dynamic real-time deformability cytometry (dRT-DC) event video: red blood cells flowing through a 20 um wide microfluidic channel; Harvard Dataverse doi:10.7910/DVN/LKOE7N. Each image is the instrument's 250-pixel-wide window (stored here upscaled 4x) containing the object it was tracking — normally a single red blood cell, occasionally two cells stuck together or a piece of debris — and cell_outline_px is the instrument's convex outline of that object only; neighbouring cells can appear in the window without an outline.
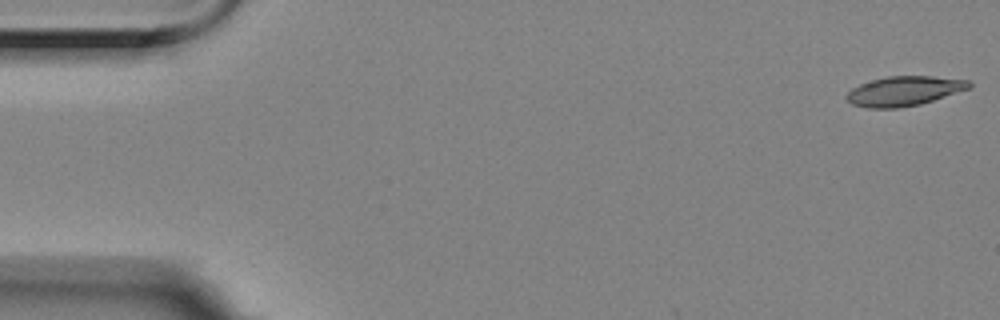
{"species": "Egyptian fruit bat (a non-hibernating species)", "species_latin": "Rousettus aegyptiacus", "temperature_condition": "room temperature", "stored_images_in_passage": 51, "camera_frame_rate_fps": 3000, "um_per_image_px": 0.085, "animal": {"sex": "female"}, "frame": {"image": 1, "passage_image": 1, "time_ms": 0.0, "image_size_px": [1000, 320], "cell_outline_px": [[972, 84], [968, 88], [920, 104], [896, 108], [868, 108], [852, 104], [844, 96], [852, 88], [860, 84], [872, 80], [888, 76], [932, 76], [968, 80]], "centroid_in_image_um": [76.8, 7.73], "position_along_channel_um": 8.2, "area_um2": 20.81}}
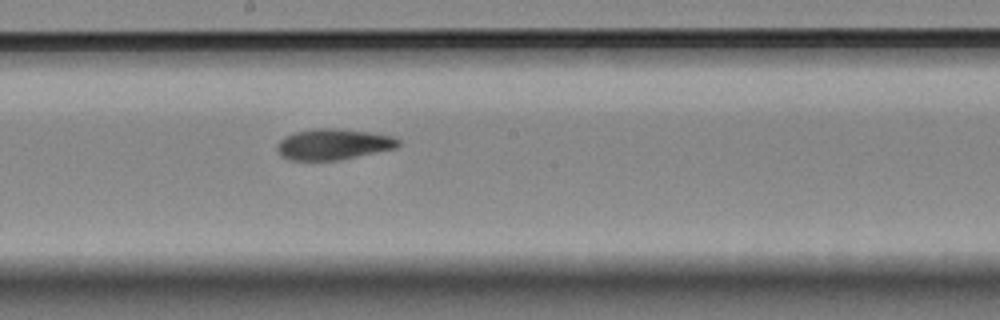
{"frame": {"image": 2, "passage_image": 30, "time_ms": 9.667, "image_size_px": [1000, 320], "cell_outline_px": [[400, 144], [396, 148], [336, 160], [288, 160], [280, 156], [276, 148], [280, 140], [284, 136], [296, 132], [312, 128], [336, 128], [372, 132], [392, 136], [400, 140]], "centroid_in_image_um": [28.31, 12.25], "position_along_channel_um": 219.9, "area_um2": 21.85}}
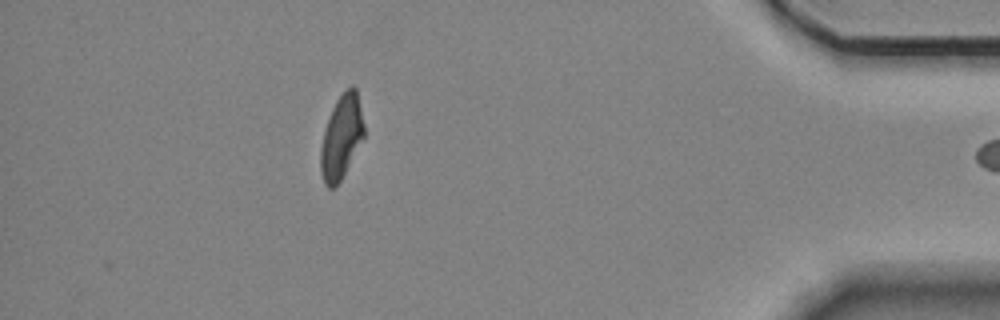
{"frame": {"image": 3, "passage_image": 50, "time_ms": 16.333, "image_size_px": [1000, 320], "cell_outline_px": [[364, 136], [340, 180], [332, 188], [328, 188], [324, 184], [320, 172], [320, 148], [324, 132], [332, 108], [336, 100], [352, 84], [356, 88], [364, 124]], "centroid_in_image_um": [29.0, 11.65], "position_along_channel_um": 406.2, "area_um2": 20.75}}